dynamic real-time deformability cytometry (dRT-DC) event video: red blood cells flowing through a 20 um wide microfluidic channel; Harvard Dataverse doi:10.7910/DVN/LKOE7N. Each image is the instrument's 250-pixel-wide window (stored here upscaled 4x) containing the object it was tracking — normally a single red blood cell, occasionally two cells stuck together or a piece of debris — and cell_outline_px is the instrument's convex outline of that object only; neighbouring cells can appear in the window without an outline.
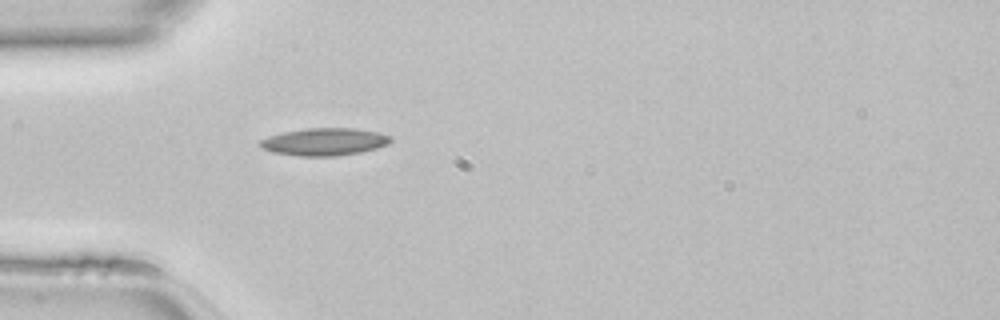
{"species": "common noctule bat (a hibernating species)", "species_latin": "Nyctalus noctula", "temperature_condition": "room temperature", "stored_images_in_passage": 34, "camera_frame_rate_fps": 3000, "um_per_image_px": 0.085, "animal": {"sex": "female", "body_mass_g": 22.7, "forearm_length_mm": 54.2}, "frame": {"image": 1, "passage_image": 1, "time_ms": 0.0, "image_size_px": [1000, 320], "cell_outline_px": [[392, 140], [388, 144], [376, 148], [360, 152], [336, 156], [300, 156], [272, 152], [260, 148], [260, 140], [268, 136], [284, 132], [308, 128], [356, 128], [376, 132], [392, 136]], "centroid_in_image_um": [27.57, 12.05], "position_along_channel_um": 57.4, "area_um2": 20.87}}
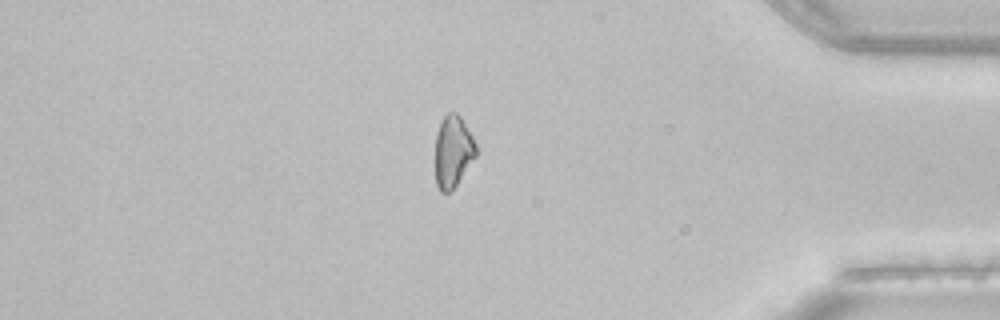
{"frame": {"image": 2, "passage_image": 27, "time_ms": 8.667, "image_size_px": [1000, 320], "cell_outline_px": [[476, 156], [456, 184], [448, 192], [440, 192], [436, 184], [436, 132], [444, 116], [448, 112], [456, 112], [460, 116], [472, 136], [476, 144]], "centroid_in_image_um": [38.5, 12.85], "position_along_channel_um": 396.7, "area_um2": 16.76}}
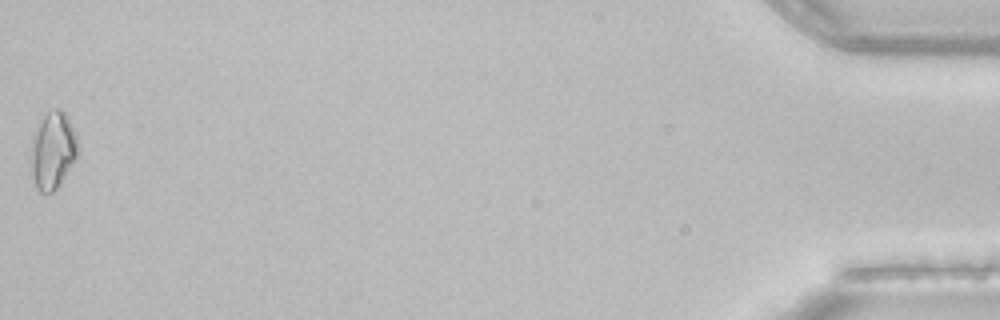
{"frame": {"image": 3, "passage_image": 34, "time_ms": 11.0, "image_size_px": [1000, 320], "cell_outline_px": [[80, 152], [76, 160], [56, 188], [52, 192], [40, 192], [36, 188], [32, 176], [32, 148], [36, 132], [44, 116], [48, 112], [56, 108], [60, 108], [68, 116], [80, 144]], "centroid_in_image_um": [4.56, 12.79], "position_along_channel_um": 430.6, "area_um2": 20.81}}